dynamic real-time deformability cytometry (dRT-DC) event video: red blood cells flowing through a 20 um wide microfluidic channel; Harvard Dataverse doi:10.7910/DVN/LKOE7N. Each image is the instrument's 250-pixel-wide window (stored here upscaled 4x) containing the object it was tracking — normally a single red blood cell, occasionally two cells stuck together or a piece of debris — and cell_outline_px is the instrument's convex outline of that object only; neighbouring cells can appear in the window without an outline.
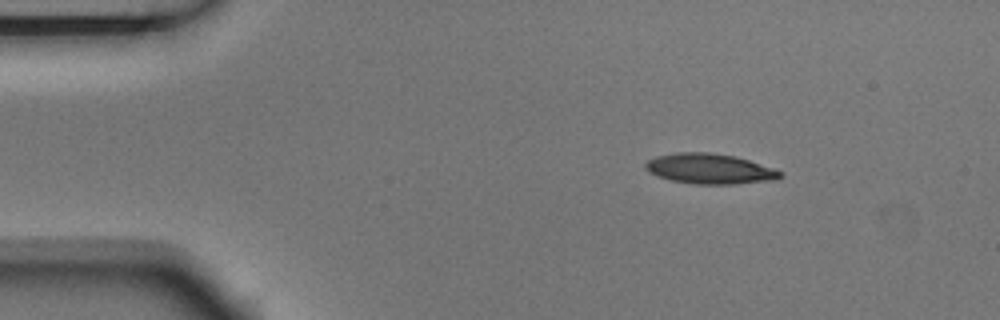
{"species": "Egyptian fruit bat (a non-hibernating species)", "species_latin": "Rousettus aegyptiacus", "temperature_condition": "room temperature", "stored_images_in_passage": 3, "camera_frame_rate_fps": 3000, "um_per_image_px": 0.085, "animal": {"sex": "male"}, "frame": {"image": 1, "passage_image": 1, "time_ms": 0.0, "image_size_px": [1000, 320], "cell_outline_px": [[784, 176], [776, 180], [732, 184], [696, 184], [672, 180], [656, 176], [648, 172], [644, 168], [644, 164], [648, 160], [656, 156], [676, 152], [708, 152], [736, 156], [784, 172]], "centroid_in_image_um": [60.32, 14.34], "position_along_channel_um": 24.7, "area_um2": 23.87}}